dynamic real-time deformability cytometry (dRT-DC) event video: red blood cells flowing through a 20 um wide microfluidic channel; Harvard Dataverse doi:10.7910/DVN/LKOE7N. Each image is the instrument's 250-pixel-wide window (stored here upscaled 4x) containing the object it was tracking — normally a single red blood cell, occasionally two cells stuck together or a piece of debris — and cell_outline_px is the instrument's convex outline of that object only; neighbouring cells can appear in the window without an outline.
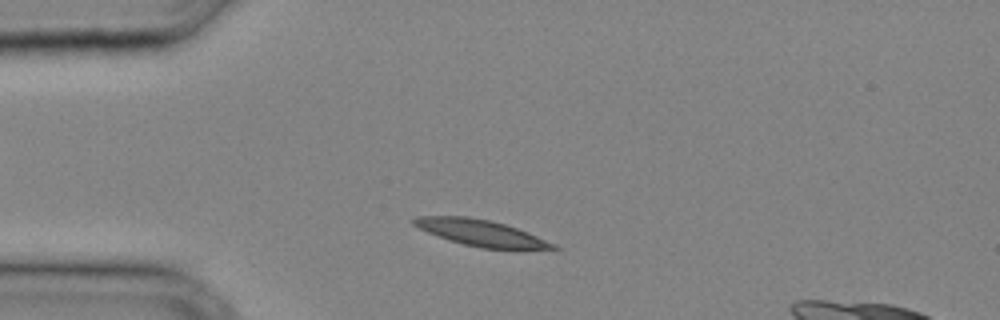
{"species": "common noctule bat (a hibernating species)", "species_latin": "Nyctalus noctula", "temperature_condition": "cold", "stored_images_in_passage": 27, "camera_frame_rate_fps": 3000, "um_per_image_px": 0.085, "animal": {"sex": "male", "body_mass_g": 20.4}, "frame": {"image": 1, "passage_image": 1, "time_ms": 0.0, "image_size_px": [1000, 320], "cell_outline_px": [[560, 248], [520, 252], [480, 248], [448, 240], [428, 232], [412, 224], [408, 220], [416, 216], [468, 216], [488, 220], [504, 224], [528, 232], [556, 244]], "centroid_in_image_um": [40.96, 19.84], "position_along_channel_um": 44.0, "area_um2": 22.08}}
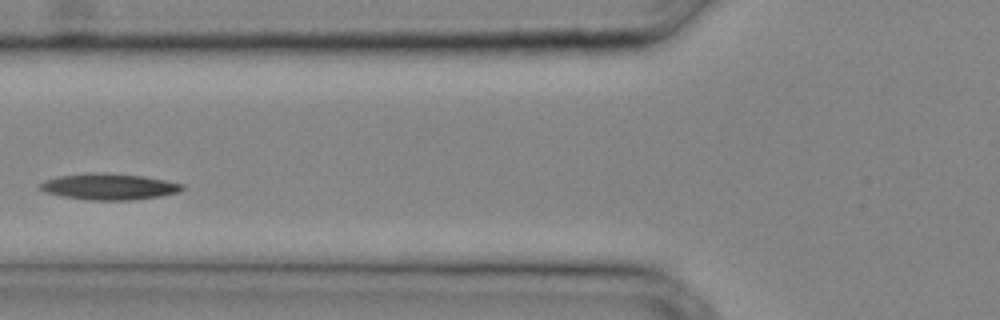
{"frame": {"image": 2, "passage_image": 6, "time_ms": 1.667, "image_size_px": [1000, 320], "cell_outline_px": [[184, 188], [180, 192], [160, 196], [132, 200], [88, 200], [64, 196], [44, 192], [40, 188], [40, 184], [44, 180], [60, 176], [92, 172], [104, 172], [144, 176], [184, 184]], "centroid_in_image_um": [9.29, 15.86], "position_along_channel_um": 116.5, "area_um2": 21.73}}
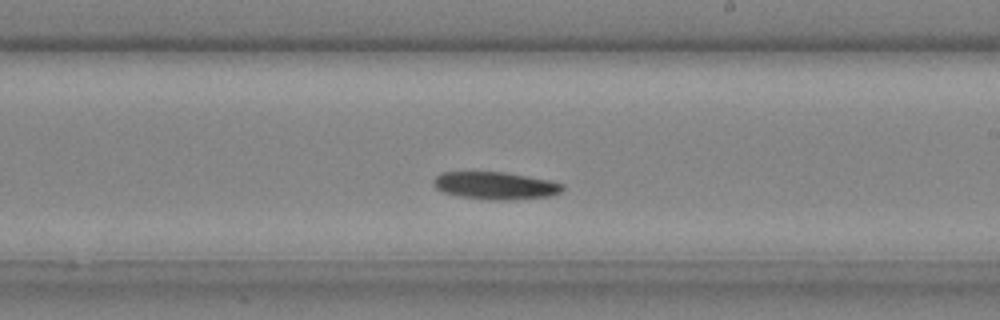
{"frame": {"image": 3, "passage_image": 13, "time_ms": 4.0, "image_size_px": [1000, 320], "cell_outline_px": [[564, 188], [560, 192], [548, 196], [508, 200], [492, 200], [460, 196], [444, 192], [436, 188], [432, 184], [432, 180], [440, 172], [504, 172], [548, 180], [564, 184]], "centroid_in_image_um": [42.07, 15.77], "position_along_channel_um": 246.9, "area_um2": 20.52}}